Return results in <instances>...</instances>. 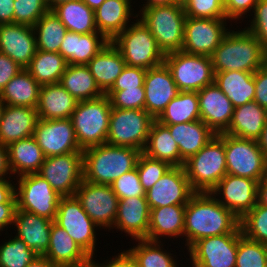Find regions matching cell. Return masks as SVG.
<instances>
[{"label": "cell", "mask_w": 267, "mask_h": 267, "mask_svg": "<svg viewBox=\"0 0 267 267\" xmlns=\"http://www.w3.org/2000/svg\"><path fill=\"white\" fill-rule=\"evenodd\" d=\"M52 220L16 209L13 225L18 238L22 239L38 255H44L48 250Z\"/></svg>", "instance_id": "d4e9b609"}, {"label": "cell", "mask_w": 267, "mask_h": 267, "mask_svg": "<svg viewBox=\"0 0 267 267\" xmlns=\"http://www.w3.org/2000/svg\"><path fill=\"white\" fill-rule=\"evenodd\" d=\"M33 137L45 157L82 152L71 118L53 120L39 118Z\"/></svg>", "instance_id": "ac0fdd59"}, {"label": "cell", "mask_w": 267, "mask_h": 267, "mask_svg": "<svg viewBox=\"0 0 267 267\" xmlns=\"http://www.w3.org/2000/svg\"><path fill=\"white\" fill-rule=\"evenodd\" d=\"M214 73L245 71L255 73L267 62V51L245 28L230 30L211 56Z\"/></svg>", "instance_id": "7a4b0ae2"}, {"label": "cell", "mask_w": 267, "mask_h": 267, "mask_svg": "<svg viewBox=\"0 0 267 267\" xmlns=\"http://www.w3.org/2000/svg\"><path fill=\"white\" fill-rule=\"evenodd\" d=\"M16 178L17 209L54 221L62 196L38 173H30L19 176V179Z\"/></svg>", "instance_id": "9c48e42d"}, {"label": "cell", "mask_w": 267, "mask_h": 267, "mask_svg": "<svg viewBox=\"0 0 267 267\" xmlns=\"http://www.w3.org/2000/svg\"><path fill=\"white\" fill-rule=\"evenodd\" d=\"M149 219L150 208L146 196L124 198L118 202L113 228L126 233V236L130 235L133 240H142L147 238Z\"/></svg>", "instance_id": "603a6c76"}, {"label": "cell", "mask_w": 267, "mask_h": 267, "mask_svg": "<svg viewBox=\"0 0 267 267\" xmlns=\"http://www.w3.org/2000/svg\"><path fill=\"white\" fill-rule=\"evenodd\" d=\"M75 196L83 210L100 229H113L119 198L113 192L111 185L82 180Z\"/></svg>", "instance_id": "9a60e30c"}, {"label": "cell", "mask_w": 267, "mask_h": 267, "mask_svg": "<svg viewBox=\"0 0 267 267\" xmlns=\"http://www.w3.org/2000/svg\"><path fill=\"white\" fill-rule=\"evenodd\" d=\"M266 120L267 109L252 101L234 108L229 127L223 133L256 141Z\"/></svg>", "instance_id": "1f68e13d"}, {"label": "cell", "mask_w": 267, "mask_h": 267, "mask_svg": "<svg viewBox=\"0 0 267 267\" xmlns=\"http://www.w3.org/2000/svg\"><path fill=\"white\" fill-rule=\"evenodd\" d=\"M83 152V180L111 185L122 174L134 168L142 153L140 150L113 146L107 143L85 149Z\"/></svg>", "instance_id": "3957f363"}, {"label": "cell", "mask_w": 267, "mask_h": 267, "mask_svg": "<svg viewBox=\"0 0 267 267\" xmlns=\"http://www.w3.org/2000/svg\"><path fill=\"white\" fill-rule=\"evenodd\" d=\"M180 91H200L214 83L215 73L211 57L184 51L165 55L163 62Z\"/></svg>", "instance_id": "30bf717a"}, {"label": "cell", "mask_w": 267, "mask_h": 267, "mask_svg": "<svg viewBox=\"0 0 267 267\" xmlns=\"http://www.w3.org/2000/svg\"><path fill=\"white\" fill-rule=\"evenodd\" d=\"M142 4V8L150 7V6H157V5H168V4H175V3H182V0H145Z\"/></svg>", "instance_id": "a7ac6f4b"}, {"label": "cell", "mask_w": 267, "mask_h": 267, "mask_svg": "<svg viewBox=\"0 0 267 267\" xmlns=\"http://www.w3.org/2000/svg\"><path fill=\"white\" fill-rule=\"evenodd\" d=\"M226 18H192L187 16L184 25L182 51L211 57L230 31Z\"/></svg>", "instance_id": "5bb4252c"}, {"label": "cell", "mask_w": 267, "mask_h": 267, "mask_svg": "<svg viewBox=\"0 0 267 267\" xmlns=\"http://www.w3.org/2000/svg\"><path fill=\"white\" fill-rule=\"evenodd\" d=\"M242 234L267 245V207L256 204L239 221Z\"/></svg>", "instance_id": "bcb514c9"}, {"label": "cell", "mask_w": 267, "mask_h": 267, "mask_svg": "<svg viewBox=\"0 0 267 267\" xmlns=\"http://www.w3.org/2000/svg\"><path fill=\"white\" fill-rule=\"evenodd\" d=\"M40 86L27 69H22L0 92V100L5 105L36 108Z\"/></svg>", "instance_id": "8d00e7d4"}, {"label": "cell", "mask_w": 267, "mask_h": 267, "mask_svg": "<svg viewBox=\"0 0 267 267\" xmlns=\"http://www.w3.org/2000/svg\"><path fill=\"white\" fill-rule=\"evenodd\" d=\"M120 51L128 66L144 69L162 65L165 55L157 45L156 39L144 23L137 19L131 22L112 41Z\"/></svg>", "instance_id": "52a82bcc"}, {"label": "cell", "mask_w": 267, "mask_h": 267, "mask_svg": "<svg viewBox=\"0 0 267 267\" xmlns=\"http://www.w3.org/2000/svg\"><path fill=\"white\" fill-rule=\"evenodd\" d=\"M26 267H58V266L53 264L44 255H38L29 264H27Z\"/></svg>", "instance_id": "03108f58"}, {"label": "cell", "mask_w": 267, "mask_h": 267, "mask_svg": "<svg viewBox=\"0 0 267 267\" xmlns=\"http://www.w3.org/2000/svg\"><path fill=\"white\" fill-rule=\"evenodd\" d=\"M239 221L210 192H196L185 208L183 237L187 250L202 238L239 233Z\"/></svg>", "instance_id": "6da1fadb"}, {"label": "cell", "mask_w": 267, "mask_h": 267, "mask_svg": "<svg viewBox=\"0 0 267 267\" xmlns=\"http://www.w3.org/2000/svg\"><path fill=\"white\" fill-rule=\"evenodd\" d=\"M4 106H5V104L0 100V121H1Z\"/></svg>", "instance_id": "753ad0ef"}, {"label": "cell", "mask_w": 267, "mask_h": 267, "mask_svg": "<svg viewBox=\"0 0 267 267\" xmlns=\"http://www.w3.org/2000/svg\"><path fill=\"white\" fill-rule=\"evenodd\" d=\"M69 267H95V266H94L93 258H92L91 261H89V262H87V263H85L83 265H80V266H69Z\"/></svg>", "instance_id": "8c879c8a"}, {"label": "cell", "mask_w": 267, "mask_h": 267, "mask_svg": "<svg viewBox=\"0 0 267 267\" xmlns=\"http://www.w3.org/2000/svg\"><path fill=\"white\" fill-rule=\"evenodd\" d=\"M48 10L47 0H14V23L33 27Z\"/></svg>", "instance_id": "7dc6e473"}, {"label": "cell", "mask_w": 267, "mask_h": 267, "mask_svg": "<svg viewBox=\"0 0 267 267\" xmlns=\"http://www.w3.org/2000/svg\"><path fill=\"white\" fill-rule=\"evenodd\" d=\"M9 178L0 179V203H16L15 183Z\"/></svg>", "instance_id": "94428289"}, {"label": "cell", "mask_w": 267, "mask_h": 267, "mask_svg": "<svg viewBox=\"0 0 267 267\" xmlns=\"http://www.w3.org/2000/svg\"><path fill=\"white\" fill-rule=\"evenodd\" d=\"M8 162L11 173L15 176L38 173L45 156L32 136L18 140L7 146Z\"/></svg>", "instance_id": "836d02e7"}, {"label": "cell", "mask_w": 267, "mask_h": 267, "mask_svg": "<svg viewBox=\"0 0 267 267\" xmlns=\"http://www.w3.org/2000/svg\"><path fill=\"white\" fill-rule=\"evenodd\" d=\"M257 2L258 0H224L226 19L233 22L234 20L237 22L240 18L242 20V17L244 19L247 13L251 15V10L253 12Z\"/></svg>", "instance_id": "11a10c76"}, {"label": "cell", "mask_w": 267, "mask_h": 267, "mask_svg": "<svg viewBox=\"0 0 267 267\" xmlns=\"http://www.w3.org/2000/svg\"><path fill=\"white\" fill-rule=\"evenodd\" d=\"M251 16L250 24L245 29L251 32L267 51V0H258Z\"/></svg>", "instance_id": "f5cc1de1"}, {"label": "cell", "mask_w": 267, "mask_h": 267, "mask_svg": "<svg viewBox=\"0 0 267 267\" xmlns=\"http://www.w3.org/2000/svg\"><path fill=\"white\" fill-rule=\"evenodd\" d=\"M257 204L267 207V173L258 182V186H257Z\"/></svg>", "instance_id": "e7e4bbea"}, {"label": "cell", "mask_w": 267, "mask_h": 267, "mask_svg": "<svg viewBox=\"0 0 267 267\" xmlns=\"http://www.w3.org/2000/svg\"><path fill=\"white\" fill-rule=\"evenodd\" d=\"M184 169L195 192H210L227 174L224 133L216 134L185 161Z\"/></svg>", "instance_id": "5b68a950"}, {"label": "cell", "mask_w": 267, "mask_h": 267, "mask_svg": "<svg viewBox=\"0 0 267 267\" xmlns=\"http://www.w3.org/2000/svg\"><path fill=\"white\" fill-rule=\"evenodd\" d=\"M163 125H173L201 120L196 91H180L156 119Z\"/></svg>", "instance_id": "ab89813d"}, {"label": "cell", "mask_w": 267, "mask_h": 267, "mask_svg": "<svg viewBox=\"0 0 267 267\" xmlns=\"http://www.w3.org/2000/svg\"><path fill=\"white\" fill-rule=\"evenodd\" d=\"M146 72L147 70L144 68L126 65L108 91H121L142 87Z\"/></svg>", "instance_id": "db71d44e"}, {"label": "cell", "mask_w": 267, "mask_h": 267, "mask_svg": "<svg viewBox=\"0 0 267 267\" xmlns=\"http://www.w3.org/2000/svg\"><path fill=\"white\" fill-rule=\"evenodd\" d=\"M257 186L256 180L226 174L210 193L220 204L241 219L257 204Z\"/></svg>", "instance_id": "e0dca14e"}, {"label": "cell", "mask_w": 267, "mask_h": 267, "mask_svg": "<svg viewBox=\"0 0 267 267\" xmlns=\"http://www.w3.org/2000/svg\"><path fill=\"white\" fill-rule=\"evenodd\" d=\"M132 0H105L95 10V23L99 33L108 41L120 34L133 18H139L132 9ZM133 10V11H132ZM131 18V19H130ZM130 20V21H129Z\"/></svg>", "instance_id": "4316f807"}, {"label": "cell", "mask_w": 267, "mask_h": 267, "mask_svg": "<svg viewBox=\"0 0 267 267\" xmlns=\"http://www.w3.org/2000/svg\"><path fill=\"white\" fill-rule=\"evenodd\" d=\"M14 23V0H0V24Z\"/></svg>", "instance_id": "6125c7cd"}, {"label": "cell", "mask_w": 267, "mask_h": 267, "mask_svg": "<svg viewBox=\"0 0 267 267\" xmlns=\"http://www.w3.org/2000/svg\"><path fill=\"white\" fill-rule=\"evenodd\" d=\"M54 222L93 259L95 255L98 226L83 210L75 195L62 196ZM96 230V231H95Z\"/></svg>", "instance_id": "7c38bea8"}, {"label": "cell", "mask_w": 267, "mask_h": 267, "mask_svg": "<svg viewBox=\"0 0 267 267\" xmlns=\"http://www.w3.org/2000/svg\"><path fill=\"white\" fill-rule=\"evenodd\" d=\"M78 102L59 83L46 84L40 86L36 110L43 120L66 119L71 118Z\"/></svg>", "instance_id": "f546056e"}, {"label": "cell", "mask_w": 267, "mask_h": 267, "mask_svg": "<svg viewBox=\"0 0 267 267\" xmlns=\"http://www.w3.org/2000/svg\"><path fill=\"white\" fill-rule=\"evenodd\" d=\"M11 176L12 173L8 162L7 146L0 144V179L11 178Z\"/></svg>", "instance_id": "be15d7a7"}, {"label": "cell", "mask_w": 267, "mask_h": 267, "mask_svg": "<svg viewBox=\"0 0 267 267\" xmlns=\"http://www.w3.org/2000/svg\"><path fill=\"white\" fill-rule=\"evenodd\" d=\"M52 10L70 32L79 34L98 32L95 11L82 0L63 2Z\"/></svg>", "instance_id": "74e56055"}, {"label": "cell", "mask_w": 267, "mask_h": 267, "mask_svg": "<svg viewBox=\"0 0 267 267\" xmlns=\"http://www.w3.org/2000/svg\"><path fill=\"white\" fill-rule=\"evenodd\" d=\"M155 119L142 109L112 108L106 143L144 150Z\"/></svg>", "instance_id": "ba28073f"}, {"label": "cell", "mask_w": 267, "mask_h": 267, "mask_svg": "<svg viewBox=\"0 0 267 267\" xmlns=\"http://www.w3.org/2000/svg\"><path fill=\"white\" fill-rule=\"evenodd\" d=\"M239 233L197 240L189 249L193 267H235Z\"/></svg>", "instance_id": "2e32d148"}, {"label": "cell", "mask_w": 267, "mask_h": 267, "mask_svg": "<svg viewBox=\"0 0 267 267\" xmlns=\"http://www.w3.org/2000/svg\"><path fill=\"white\" fill-rule=\"evenodd\" d=\"M254 101L267 109V62L254 73Z\"/></svg>", "instance_id": "9f6ffc18"}, {"label": "cell", "mask_w": 267, "mask_h": 267, "mask_svg": "<svg viewBox=\"0 0 267 267\" xmlns=\"http://www.w3.org/2000/svg\"><path fill=\"white\" fill-rule=\"evenodd\" d=\"M146 156L180 167V151L169 129L154 120L151 124L147 143L142 151Z\"/></svg>", "instance_id": "d590c367"}, {"label": "cell", "mask_w": 267, "mask_h": 267, "mask_svg": "<svg viewBox=\"0 0 267 267\" xmlns=\"http://www.w3.org/2000/svg\"><path fill=\"white\" fill-rule=\"evenodd\" d=\"M38 174L61 196H73L83 180V152L45 157Z\"/></svg>", "instance_id": "4fadbf2b"}, {"label": "cell", "mask_w": 267, "mask_h": 267, "mask_svg": "<svg viewBox=\"0 0 267 267\" xmlns=\"http://www.w3.org/2000/svg\"><path fill=\"white\" fill-rule=\"evenodd\" d=\"M267 245L251 240L239 232L235 267H267Z\"/></svg>", "instance_id": "f6af8a7d"}, {"label": "cell", "mask_w": 267, "mask_h": 267, "mask_svg": "<svg viewBox=\"0 0 267 267\" xmlns=\"http://www.w3.org/2000/svg\"><path fill=\"white\" fill-rule=\"evenodd\" d=\"M214 83L230 99L234 108L254 101V73L222 71L215 73Z\"/></svg>", "instance_id": "e575fe53"}, {"label": "cell", "mask_w": 267, "mask_h": 267, "mask_svg": "<svg viewBox=\"0 0 267 267\" xmlns=\"http://www.w3.org/2000/svg\"><path fill=\"white\" fill-rule=\"evenodd\" d=\"M93 11H95L105 0H82Z\"/></svg>", "instance_id": "89a4df30"}, {"label": "cell", "mask_w": 267, "mask_h": 267, "mask_svg": "<svg viewBox=\"0 0 267 267\" xmlns=\"http://www.w3.org/2000/svg\"><path fill=\"white\" fill-rule=\"evenodd\" d=\"M111 187L119 200L135 196H146V191L140 183L137 168L122 174L119 178L113 181Z\"/></svg>", "instance_id": "816d5d0a"}, {"label": "cell", "mask_w": 267, "mask_h": 267, "mask_svg": "<svg viewBox=\"0 0 267 267\" xmlns=\"http://www.w3.org/2000/svg\"><path fill=\"white\" fill-rule=\"evenodd\" d=\"M68 63L57 52H44L37 50L26 68L31 76L42 86L59 83Z\"/></svg>", "instance_id": "60d3db41"}, {"label": "cell", "mask_w": 267, "mask_h": 267, "mask_svg": "<svg viewBox=\"0 0 267 267\" xmlns=\"http://www.w3.org/2000/svg\"><path fill=\"white\" fill-rule=\"evenodd\" d=\"M105 95L108 96L112 108L145 110L144 85L121 91H107Z\"/></svg>", "instance_id": "f907efd6"}, {"label": "cell", "mask_w": 267, "mask_h": 267, "mask_svg": "<svg viewBox=\"0 0 267 267\" xmlns=\"http://www.w3.org/2000/svg\"><path fill=\"white\" fill-rule=\"evenodd\" d=\"M186 205H171L150 209L146 240L161 241L164 237L183 239Z\"/></svg>", "instance_id": "4dcf8cb0"}, {"label": "cell", "mask_w": 267, "mask_h": 267, "mask_svg": "<svg viewBox=\"0 0 267 267\" xmlns=\"http://www.w3.org/2000/svg\"><path fill=\"white\" fill-rule=\"evenodd\" d=\"M33 28L37 50L59 53L60 45L68 30L53 10H48Z\"/></svg>", "instance_id": "b9f144b4"}, {"label": "cell", "mask_w": 267, "mask_h": 267, "mask_svg": "<svg viewBox=\"0 0 267 267\" xmlns=\"http://www.w3.org/2000/svg\"><path fill=\"white\" fill-rule=\"evenodd\" d=\"M44 256L58 267L80 266L92 260L67 234V231L54 221L50 231L48 250Z\"/></svg>", "instance_id": "83f0119b"}, {"label": "cell", "mask_w": 267, "mask_h": 267, "mask_svg": "<svg viewBox=\"0 0 267 267\" xmlns=\"http://www.w3.org/2000/svg\"><path fill=\"white\" fill-rule=\"evenodd\" d=\"M136 168L139 173L140 183L144 190L147 191L171 168V166L166 162L150 158L144 153H141Z\"/></svg>", "instance_id": "c3c4849f"}, {"label": "cell", "mask_w": 267, "mask_h": 267, "mask_svg": "<svg viewBox=\"0 0 267 267\" xmlns=\"http://www.w3.org/2000/svg\"><path fill=\"white\" fill-rule=\"evenodd\" d=\"M37 256L38 254L17 236H11L0 245V267H26Z\"/></svg>", "instance_id": "ee69618b"}, {"label": "cell", "mask_w": 267, "mask_h": 267, "mask_svg": "<svg viewBox=\"0 0 267 267\" xmlns=\"http://www.w3.org/2000/svg\"><path fill=\"white\" fill-rule=\"evenodd\" d=\"M144 89L145 111L155 120L161 115L167 104L180 93L171 72L164 63L147 69Z\"/></svg>", "instance_id": "ffe728a7"}, {"label": "cell", "mask_w": 267, "mask_h": 267, "mask_svg": "<svg viewBox=\"0 0 267 267\" xmlns=\"http://www.w3.org/2000/svg\"><path fill=\"white\" fill-rule=\"evenodd\" d=\"M21 70L22 68L10 57L0 53V92Z\"/></svg>", "instance_id": "6f0895ef"}, {"label": "cell", "mask_w": 267, "mask_h": 267, "mask_svg": "<svg viewBox=\"0 0 267 267\" xmlns=\"http://www.w3.org/2000/svg\"><path fill=\"white\" fill-rule=\"evenodd\" d=\"M37 51L34 28L22 24H0V53L26 69Z\"/></svg>", "instance_id": "44dd1931"}, {"label": "cell", "mask_w": 267, "mask_h": 267, "mask_svg": "<svg viewBox=\"0 0 267 267\" xmlns=\"http://www.w3.org/2000/svg\"><path fill=\"white\" fill-rule=\"evenodd\" d=\"M256 141L267 160V120L259 138Z\"/></svg>", "instance_id": "003e7915"}, {"label": "cell", "mask_w": 267, "mask_h": 267, "mask_svg": "<svg viewBox=\"0 0 267 267\" xmlns=\"http://www.w3.org/2000/svg\"><path fill=\"white\" fill-rule=\"evenodd\" d=\"M201 120L215 133H223L234 112L230 99L212 83L197 91Z\"/></svg>", "instance_id": "7402d4cb"}, {"label": "cell", "mask_w": 267, "mask_h": 267, "mask_svg": "<svg viewBox=\"0 0 267 267\" xmlns=\"http://www.w3.org/2000/svg\"><path fill=\"white\" fill-rule=\"evenodd\" d=\"M182 6L192 18H226L224 0H182Z\"/></svg>", "instance_id": "681fc988"}, {"label": "cell", "mask_w": 267, "mask_h": 267, "mask_svg": "<svg viewBox=\"0 0 267 267\" xmlns=\"http://www.w3.org/2000/svg\"><path fill=\"white\" fill-rule=\"evenodd\" d=\"M164 55L182 50L186 14L182 3L140 7L137 14Z\"/></svg>", "instance_id": "277c9868"}, {"label": "cell", "mask_w": 267, "mask_h": 267, "mask_svg": "<svg viewBox=\"0 0 267 267\" xmlns=\"http://www.w3.org/2000/svg\"><path fill=\"white\" fill-rule=\"evenodd\" d=\"M180 151V166L198 153L216 134L202 121L165 125Z\"/></svg>", "instance_id": "f1b7e54d"}, {"label": "cell", "mask_w": 267, "mask_h": 267, "mask_svg": "<svg viewBox=\"0 0 267 267\" xmlns=\"http://www.w3.org/2000/svg\"><path fill=\"white\" fill-rule=\"evenodd\" d=\"M227 174L259 182L267 173V160L257 141L224 133Z\"/></svg>", "instance_id": "8fae6325"}, {"label": "cell", "mask_w": 267, "mask_h": 267, "mask_svg": "<svg viewBox=\"0 0 267 267\" xmlns=\"http://www.w3.org/2000/svg\"><path fill=\"white\" fill-rule=\"evenodd\" d=\"M71 0H47V4L50 10H52L55 6H57L60 3L67 2Z\"/></svg>", "instance_id": "2644e50d"}, {"label": "cell", "mask_w": 267, "mask_h": 267, "mask_svg": "<svg viewBox=\"0 0 267 267\" xmlns=\"http://www.w3.org/2000/svg\"><path fill=\"white\" fill-rule=\"evenodd\" d=\"M38 120L36 108L5 105L0 121V144L8 146L32 137Z\"/></svg>", "instance_id": "cb8c5ba5"}, {"label": "cell", "mask_w": 267, "mask_h": 267, "mask_svg": "<svg viewBox=\"0 0 267 267\" xmlns=\"http://www.w3.org/2000/svg\"><path fill=\"white\" fill-rule=\"evenodd\" d=\"M96 84L105 94L121 74L126 63L111 41L87 64Z\"/></svg>", "instance_id": "d6a6232c"}, {"label": "cell", "mask_w": 267, "mask_h": 267, "mask_svg": "<svg viewBox=\"0 0 267 267\" xmlns=\"http://www.w3.org/2000/svg\"><path fill=\"white\" fill-rule=\"evenodd\" d=\"M16 209V203H0V232L6 231L11 225L13 227Z\"/></svg>", "instance_id": "91938a15"}, {"label": "cell", "mask_w": 267, "mask_h": 267, "mask_svg": "<svg viewBox=\"0 0 267 267\" xmlns=\"http://www.w3.org/2000/svg\"><path fill=\"white\" fill-rule=\"evenodd\" d=\"M109 261L106 259L102 264L96 263L93 260L95 267H138L136 260L130 254L128 250H123L122 252L118 253V255L112 256ZM106 262V263H105Z\"/></svg>", "instance_id": "680465c9"}, {"label": "cell", "mask_w": 267, "mask_h": 267, "mask_svg": "<svg viewBox=\"0 0 267 267\" xmlns=\"http://www.w3.org/2000/svg\"><path fill=\"white\" fill-rule=\"evenodd\" d=\"M59 84L78 101L102 97L100 90L87 65H67Z\"/></svg>", "instance_id": "f35d334b"}, {"label": "cell", "mask_w": 267, "mask_h": 267, "mask_svg": "<svg viewBox=\"0 0 267 267\" xmlns=\"http://www.w3.org/2000/svg\"><path fill=\"white\" fill-rule=\"evenodd\" d=\"M111 109L105 94L97 99L78 102L71 120L82 151L106 143Z\"/></svg>", "instance_id": "8992f818"}, {"label": "cell", "mask_w": 267, "mask_h": 267, "mask_svg": "<svg viewBox=\"0 0 267 267\" xmlns=\"http://www.w3.org/2000/svg\"><path fill=\"white\" fill-rule=\"evenodd\" d=\"M108 42L99 32L79 34L67 31L60 45L59 54L69 65H87Z\"/></svg>", "instance_id": "484cf974"}, {"label": "cell", "mask_w": 267, "mask_h": 267, "mask_svg": "<svg viewBox=\"0 0 267 267\" xmlns=\"http://www.w3.org/2000/svg\"><path fill=\"white\" fill-rule=\"evenodd\" d=\"M135 241L138 244L131 246L130 249L128 248V251L136 260L138 267H179L177 259L173 257L174 255L161 247L163 241H149L146 239Z\"/></svg>", "instance_id": "7bdbcfd3"}, {"label": "cell", "mask_w": 267, "mask_h": 267, "mask_svg": "<svg viewBox=\"0 0 267 267\" xmlns=\"http://www.w3.org/2000/svg\"><path fill=\"white\" fill-rule=\"evenodd\" d=\"M195 193L187 178L184 166L171 167L146 191V199L150 209L186 205Z\"/></svg>", "instance_id": "d6986e66"}]
</instances>
